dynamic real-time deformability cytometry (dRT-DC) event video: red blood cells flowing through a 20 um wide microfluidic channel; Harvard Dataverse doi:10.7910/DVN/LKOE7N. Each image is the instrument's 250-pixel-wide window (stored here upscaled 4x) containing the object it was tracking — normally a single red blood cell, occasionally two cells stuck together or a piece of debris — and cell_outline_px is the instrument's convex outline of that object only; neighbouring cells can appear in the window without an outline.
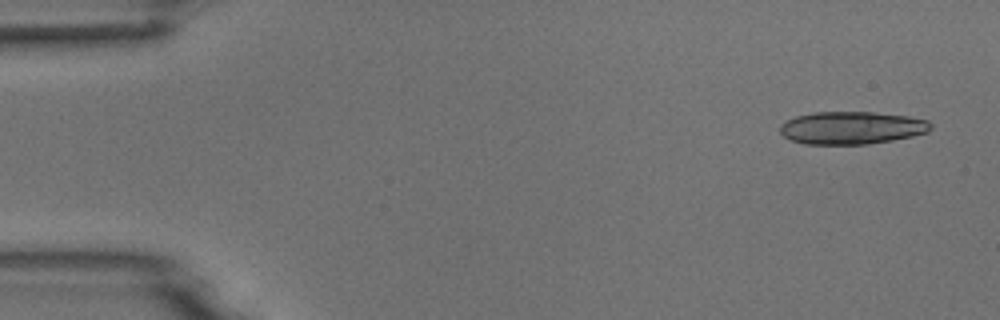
{"species": "common noctule bat (a hibernating species)", "species_latin": "Nyctalus noctula", "temperature_condition": "room temperature", "stored_images_in_passage": 7, "segment_of_instrument_passage": [1, 2], "camera_frame_rate_fps": 3000, "um_per_image_px": 0.085, "animal": {"sex": "male", "body_mass_g": 18.8}, "frame": {"image": 1, "passage_image": 1, "time_ms": 0.0, "image_size_px": [1000, 320], "cell_outline_px": [[932, 128], [928, 132], [912, 136], [892, 140], [868, 144], [804, 144], [792, 140], [784, 136], [780, 132], [780, 124], [796, 116], [812, 112], [872, 112], [908, 116], [928, 120], [932, 124]], "centroid_in_image_um": [72.41, 10.86], "position_along_channel_um": 12.6, "area_um2": 28.73}}
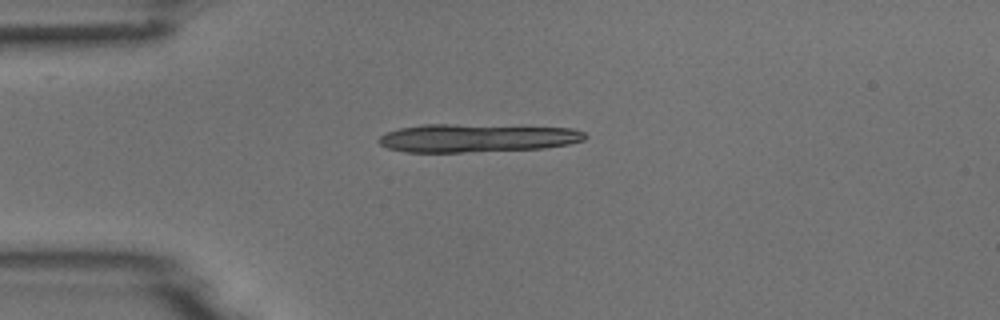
{"frame": {"image": 2, "passage_image": 4, "time_ms": 1.0, "image_size_px": [1000, 320], "cell_outline_px": [[588, 136], [584, 140], [568, 144], [544, 148], [460, 152], [404, 152], [388, 148], [380, 144], [376, 140], [380, 136], [388, 132], [400, 128], [424, 124], [448, 124], [572, 128], [584, 132]], "centroid_in_image_um": [40.51, 11.73], "position_along_channel_um": 44.5, "area_um2": 33.76}}